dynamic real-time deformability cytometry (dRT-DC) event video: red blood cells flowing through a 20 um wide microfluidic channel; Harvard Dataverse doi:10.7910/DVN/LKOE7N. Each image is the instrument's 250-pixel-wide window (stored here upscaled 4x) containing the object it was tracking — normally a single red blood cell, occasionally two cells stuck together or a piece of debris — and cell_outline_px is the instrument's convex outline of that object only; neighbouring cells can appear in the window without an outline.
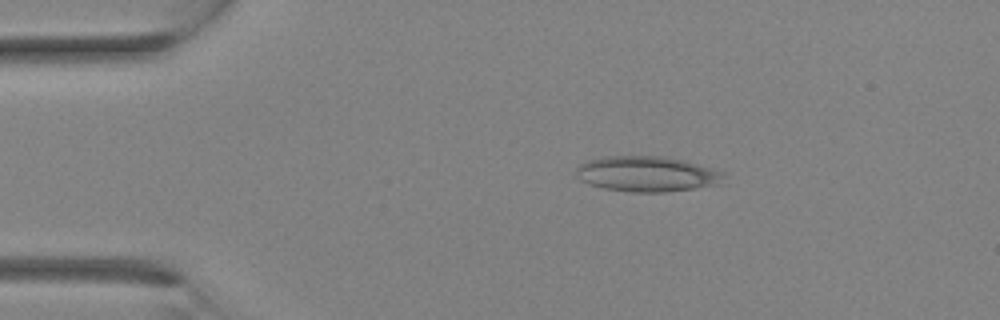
{"species": "Egyptian fruit bat (a non-hibernating species)", "species_latin": "Rousettus aegyptiacus", "temperature_condition": "room temperature", "stored_images_in_passage": 3, "camera_frame_rate_fps": 3000, "um_per_image_px": 0.085, "animal": {"sex": "female"}, "frame": {"image": 1, "passage_image": 2, "time_ms": 1.0, "image_size_px": [1000, 320], "cell_outline_px": [[728, 172], [724, 184], [664, 192], [632, 192], [604, 188], [588, 184], [580, 180], [576, 176], [576, 168], [580, 164], [588, 160], [604, 156], [664, 156], [684, 160]], "centroid_in_image_um": [55.06, 14.78], "position_along_channel_um": 29.9, "area_um2": 30.98}}